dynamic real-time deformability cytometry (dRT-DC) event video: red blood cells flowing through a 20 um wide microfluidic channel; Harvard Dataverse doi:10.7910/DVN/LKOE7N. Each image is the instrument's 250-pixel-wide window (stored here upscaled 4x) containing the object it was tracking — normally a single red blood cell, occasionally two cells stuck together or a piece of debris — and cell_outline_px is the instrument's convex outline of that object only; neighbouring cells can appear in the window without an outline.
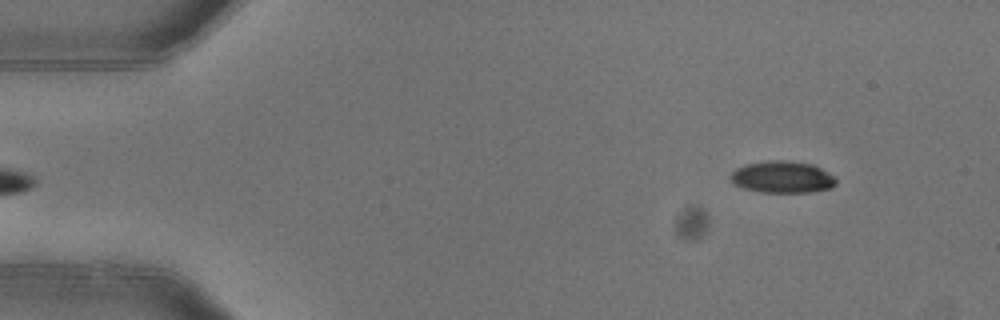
{"species": "common noctule bat (a hibernating species)", "species_latin": "Nyctalus noctula", "temperature_condition": "warm", "stored_images_in_passage": 5, "camera_frame_rate_fps": 3000, "um_per_image_px": 0.085, "animal": {"sex": "female"}, "frame": {"image": 1, "passage_image": 5, "time_ms": 1.333, "image_size_px": [1000, 320], "cell_outline_px": [[836, 184], [832, 188], [812, 192], [760, 192], [744, 188], [736, 184], [728, 176], [736, 168], [744, 164], [768, 160], [788, 160], [812, 164], [836, 176]], "centroid_in_image_um": [66.52, 15.04], "position_along_channel_um": 18.5, "area_um2": 19.77}}